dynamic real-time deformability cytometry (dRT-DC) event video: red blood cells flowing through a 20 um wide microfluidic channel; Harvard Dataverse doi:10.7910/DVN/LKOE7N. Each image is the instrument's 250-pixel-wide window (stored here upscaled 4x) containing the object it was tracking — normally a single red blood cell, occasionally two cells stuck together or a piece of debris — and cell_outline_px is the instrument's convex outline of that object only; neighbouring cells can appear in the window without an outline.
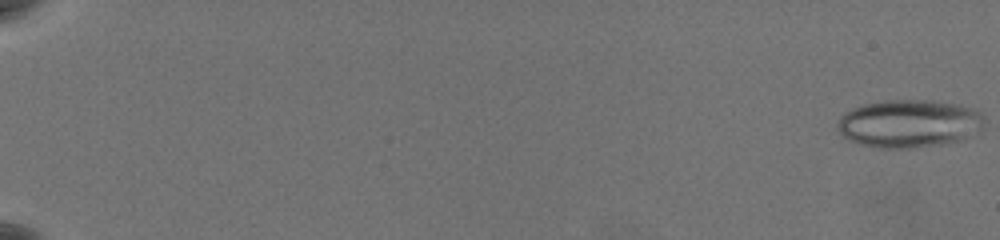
{"species": "common noctule bat (a hibernating species)", "species_latin": "Nyctalus noctula", "temperature_condition": "warm", "stored_images_in_passage": 61, "camera_frame_rate_fps": 3000, "um_per_image_px": 0.085, "animal": {"sex": "female", "body_mass_g": 19.5, "forearm_length_mm": 54.1}, "frame": {"image": 1, "passage_image": 1, "time_ms": 0.0, "image_size_px": [1000, 240], "cell_outline_px": [[984, 128], [964, 140], [948, 144], [912, 148], [880, 148], [860, 144], [848, 140], [840, 132], [836, 124], [840, 116], [844, 112], [864, 104], [888, 100], [932, 100], [972, 108], [980, 112], [984, 116]], "centroid_in_image_um": [77.3, 10.52], "position_along_channel_um": 7.7, "area_um2": 41.38}}
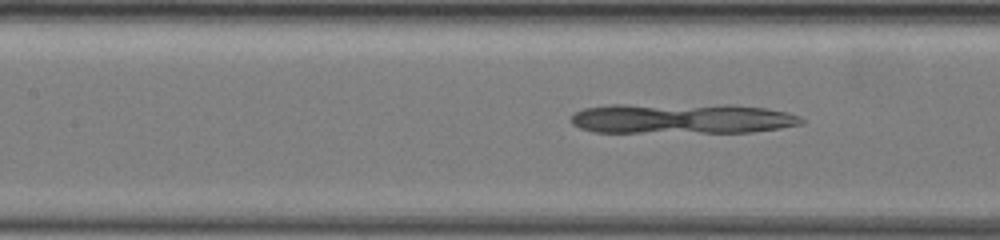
{"frame": {"image": 2, "passage_image": 32, "time_ms": 10.333, "image_size_px": [1000, 240], "cell_outline_px": [[804, 120], [800, 124], [780, 128], [752, 132], [592, 132], [580, 128], [572, 124], [572, 116], [576, 112], [584, 108], [612, 104], [732, 104], [764, 108], [784, 112], [800, 116]], "centroid_in_image_um": [57.93, 10.06], "position_along_channel_um": 149.5, "area_um2": 40.92}}
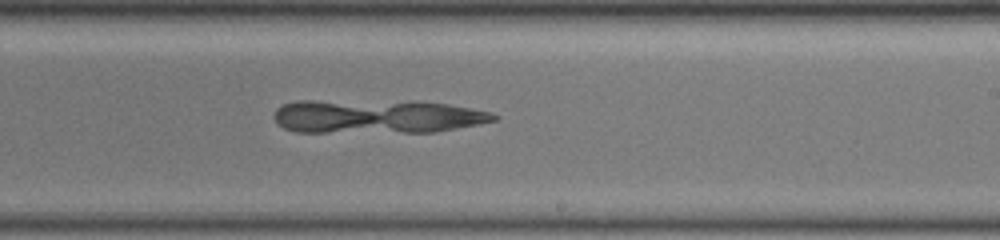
{"frame": {"image": 3, "passage_image": 41, "time_ms": 13.333, "image_size_px": [1000, 240], "cell_outline_px": [[500, 116], [496, 120], [436, 132], [296, 132], [284, 128], [276, 124], [272, 116], [276, 108], [284, 104], [296, 100], [416, 100], [448, 104], [492, 112]], "centroid_in_image_um": [31.98, 9.88], "position_along_channel_um": 257.0, "area_um2": 44.16}}